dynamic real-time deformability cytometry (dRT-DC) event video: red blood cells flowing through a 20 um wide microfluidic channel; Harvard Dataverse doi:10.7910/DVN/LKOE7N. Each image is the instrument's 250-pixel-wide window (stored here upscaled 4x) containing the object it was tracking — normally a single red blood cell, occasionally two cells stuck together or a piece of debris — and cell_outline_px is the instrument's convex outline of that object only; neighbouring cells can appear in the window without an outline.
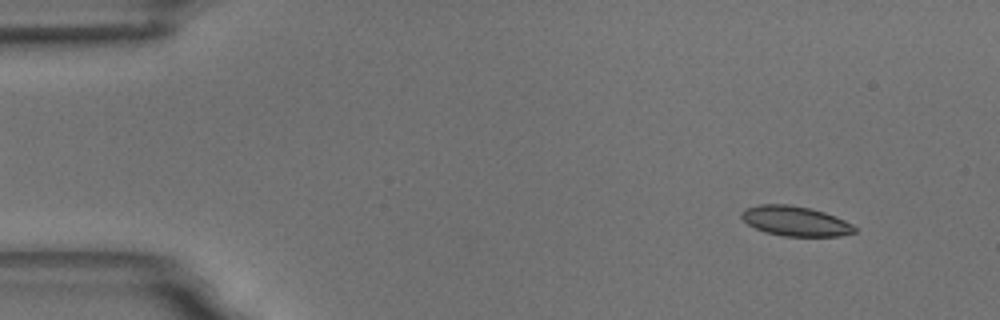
{"species": "common noctule bat (a hibernating species)", "species_latin": "Nyctalus noctula", "temperature_condition": "room temperature", "stored_images_in_passage": 3, "camera_frame_rate_fps": 3000, "um_per_image_px": 0.085, "animal": {"sex": "male", "body_mass_g": 18.8}, "frame": {"image": 1, "passage_image": 1, "time_ms": 0.0, "image_size_px": [1000, 320], "cell_outline_px": [[860, 228], [856, 232], [840, 236], [784, 236], [764, 232], [748, 224], [740, 216], [740, 212], [744, 208], [760, 204], [788, 204], [812, 208], [836, 216]], "centroid_in_image_um": [67.62, 18.78], "position_along_channel_um": 17.4, "area_um2": 19.94}}